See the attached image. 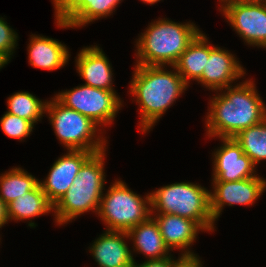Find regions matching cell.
Returning <instances> with one entry per match:
<instances>
[{"label":"cell","mask_w":266,"mask_h":267,"mask_svg":"<svg viewBox=\"0 0 266 267\" xmlns=\"http://www.w3.org/2000/svg\"><path fill=\"white\" fill-rule=\"evenodd\" d=\"M76 57V67L79 75L86 80L85 85L114 90L112 87V68L103 50L98 46L81 49Z\"/></svg>","instance_id":"2e32d148"},{"label":"cell","mask_w":266,"mask_h":267,"mask_svg":"<svg viewBox=\"0 0 266 267\" xmlns=\"http://www.w3.org/2000/svg\"><path fill=\"white\" fill-rule=\"evenodd\" d=\"M201 31L193 23L159 19L152 22L137 41V64L173 67Z\"/></svg>","instance_id":"3957f363"},{"label":"cell","mask_w":266,"mask_h":267,"mask_svg":"<svg viewBox=\"0 0 266 267\" xmlns=\"http://www.w3.org/2000/svg\"><path fill=\"white\" fill-rule=\"evenodd\" d=\"M1 129L10 138L21 139L28 137L33 131L34 125L17 115L6 112L0 119Z\"/></svg>","instance_id":"d4e9b609"},{"label":"cell","mask_w":266,"mask_h":267,"mask_svg":"<svg viewBox=\"0 0 266 267\" xmlns=\"http://www.w3.org/2000/svg\"><path fill=\"white\" fill-rule=\"evenodd\" d=\"M126 231H105L90 247L93 258L100 267H133L134 258L125 239Z\"/></svg>","instance_id":"9a60e30c"},{"label":"cell","mask_w":266,"mask_h":267,"mask_svg":"<svg viewBox=\"0 0 266 267\" xmlns=\"http://www.w3.org/2000/svg\"><path fill=\"white\" fill-rule=\"evenodd\" d=\"M223 145L214 152L213 182H230L256 177L255 164L234 138H221Z\"/></svg>","instance_id":"8fae6325"},{"label":"cell","mask_w":266,"mask_h":267,"mask_svg":"<svg viewBox=\"0 0 266 267\" xmlns=\"http://www.w3.org/2000/svg\"><path fill=\"white\" fill-rule=\"evenodd\" d=\"M3 66L5 65L0 61V69L3 68Z\"/></svg>","instance_id":"d6a6232c"},{"label":"cell","mask_w":266,"mask_h":267,"mask_svg":"<svg viewBox=\"0 0 266 267\" xmlns=\"http://www.w3.org/2000/svg\"><path fill=\"white\" fill-rule=\"evenodd\" d=\"M83 2L84 0H53L56 21H66Z\"/></svg>","instance_id":"4316f807"},{"label":"cell","mask_w":266,"mask_h":267,"mask_svg":"<svg viewBox=\"0 0 266 267\" xmlns=\"http://www.w3.org/2000/svg\"><path fill=\"white\" fill-rule=\"evenodd\" d=\"M239 2H243V3H265L266 4V0H236Z\"/></svg>","instance_id":"4dcf8cb0"},{"label":"cell","mask_w":266,"mask_h":267,"mask_svg":"<svg viewBox=\"0 0 266 267\" xmlns=\"http://www.w3.org/2000/svg\"><path fill=\"white\" fill-rule=\"evenodd\" d=\"M163 67L135 65L129 92L139 104V125L144 133L154 126L188 87L174 66L175 72L165 71Z\"/></svg>","instance_id":"7a4b0ae2"},{"label":"cell","mask_w":266,"mask_h":267,"mask_svg":"<svg viewBox=\"0 0 266 267\" xmlns=\"http://www.w3.org/2000/svg\"><path fill=\"white\" fill-rule=\"evenodd\" d=\"M28 54L30 65L48 71L62 68L69 59V51L64 44L35 34L31 36Z\"/></svg>","instance_id":"e0dca14e"},{"label":"cell","mask_w":266,"mask_h":267,"mask_svg":"<svg viewBox=\"0 0 266 267\" xmlns=\"http://www.w3.org/2000/svg\"><path fill=\"white\" fill-rule=\"evenodd\" d=\"M151 195V213L173 214L196 221L204 231H214L210 191L189 182L163 186Z\"/></svg>","instance_id":"5b68a950"},{"label":"cell","mask_w":266,"mask_h":267,"mask_svg":"<svg viewBox=\"0 0 266 267\" xmlns=\"http://www.w3.org/2000/svg\"><path fill=\"white\" fill-rule=\"evenodd\" d=\"M234 139L255 165L261 160H266V119L257 125L243 129Z\"/></svg>","instance_id":"603a6c76"},{"label":"cell","mask_w":266,"mask_h":267,"mask_svg":"<svg viewBox=\"0 0 266 267\" xmlns=\"http://www.w3.org/2000/svg\"><path fill=\"white\" fill-rule=\"evenodd\" d=\"M244 74H246L244 68L233 54L228 50L211 45L209 57L206 58L202 77L198 83L209 90H221L222 92L223 88L233 86L231 83L240 79Z\"/></svg>","instance_id":"4fadbf2b"},{"label":"cell","mask_w":266,"mask_h":267,"mask_svg":"<svg viewBox=\"0 0 266 267\" xmlns=\"http://www.w3.org/2000/svg\"><path fill=\"white\" fill-rule=\"evenodd\" d=\"M127 234L131 240L133 239L134 251L142 252L149 260L170 256V250L165 245L159 226L152 216L131 228Z\"/></svg>","instance_id":"ac0fdd59"},{"label":"cell","mask_w":266,"mask_h":267,"mask_svg":"<svg viewBox=\"0 0 266 267\" xmlns=\"http://www.w3.org/2000/svg\"><path fill=\"white\" fill-rule=\"evenodd\" d=\"M39 181L22 168H12L0 176V199L7 206L18 197L34 190Z\"/></svg>","instance_id":"44dd1931"},{"label":"cell","mask_w":266,"mask_h":267,"mask_svg":"<svg viewBox=\"0 0 266 267\" xmlns=\"http://www.w3.org/2000/svg\"><path fill=\"white\" fill-rule=\"evenodd\" d=\"M141 1L144 2V3L153 5L154 3H156V2H158L160 0H141Z\"/></svg>","instance_id":"1f68e13d"},{"label":"cell","mask_w":266,"mask_h":267,"mask_svg":"<svg viewBox=\"0 0 266 267\" xmlns=\"http://www.w3.org/2000/svg\"><path fill=\"white\" fill-rule=\"evenodd\" d=\"M210 54V44L204 33L200 32L180 55L174 65L178 74L188 85L189 79L198 81L202 77L206 58Z\"/></svg>","instance_id":"d6986e66"},{"label":"cell","mask_w":266,"mask_h":267,"mask_svg":"<svg viewBox=\"0 0 266 267\" xmlns=\"http://www.w3.org/2000/svg\"><path fill=\"white\" fill-rule=\"evenodd\" d=\"M54 211V205L38 185L34 190L18 197L7 205V219H30Z\"/></svg>","instance_id":"ffe728a7"},{"label":"cell","mask_w":266,"mask_h":267,"mask_svg":"<svg viewBox=\"0 0 266 267\" xmlns=\"http://www.w3.org/2000/svg\"><path fill=\"white\" fill-rule=\"evenodd\" d=\"M253 82L250 79L236 86L223 88L225 91L222 94L219 93L211 99L206 116L209 138H234L243 129L266 119V106Z\"/></svg>","instance_id":"6da1fadb"},{"label":"cell","mask_w":266,"mask_h":267,"mask_svg":"<svg viewBox=\"0 0 266 267\" xmlns=\"http://www.w3.org/2000/svg\"><path fill=\"white\" fill-rule=\"evenodd\" d=\"M153 217L169 250L175 248L184 250L181 254L183 258L198 257L188 248L196 240L198 232L204 231L196 221L173 214H157Z\"/></svg>","instance_id":"5bb4252c"},{"label":"cell","mask_w":266,"mask_h":267,"mask_svg":"<svg viewBox=\"0 0 266 267\" xmlns=\"http://www.w3.org/2000/svg\"><path fill=\"white\" fill-rule=\"evenodd\" d=\"M221 10L248 45L266 48V4L221 0Z\"/></svg>","instance_id":"9c48e42d"},{"label":"cell","mask_w":266,"mask_h":267,"mask_svg":"<svg viewBox=\"0 0 266 267\" xmlns=\"http://www.w3.org/2000/svg\"><path fill=\"white\" fill-rule=\"evenodd\" d=\"M122 0H84L83 4L66 20L56 21L60 28L84 26L100 17L111 15Z\"/></svg>","instance_id":"7402d4cb"},{"label":"cell","mask_w":266,"mask_h":267,"mask_svg":"<svg viewBox=\"0 0 266 267\" xmlns=\"http://www.w3.org/2000/svg\"><path fill=\"white\" fill-rule=\"evenodd\" d=\"M17 33L0 17V61L6 65L17 45Z\"/></svg>","instance_id":"484cf974"},{"label":"cell","mask_w":266,"mask_h":267,"mask_svg":"<svg viewBox=\"0 0 266 267\" xmlns=\"http://www.w3.org/2000/svg\"><path fill=\"white\" fill-rule=\"evenodd\" d=\"M210 210L214 222L220 216L224 205H252L265 191L266 181L259 176L230 182H212Z\"/></svg>","instance_id":"30bf717a"},{"label":"cell","mask_w":266,"mask_h":267,"mask_svg":"<svg viewBox=\"0 0 266 267\" xmlns=\"http://www.w3.org/2000/svg\"><path fill=\"white\" fill-rule=\"evenodd\" d=\"M200 258H183L175 267H202Z\"/></svg>","instance_id":"f1b7e54d"},{"label":"cell","mask_w":266,"mask_h":267,"mask_svg":"<svg viewBox=\"0 0 266 267\" xmlns=\"http://www.w3.org/2000/svg\"><path fill=\"white\" fill-rule=\"evenodd\" d=\"M105 150L93 153L80 167L65 195L54 205L55 221L63 225L84 212H98L103 195Z\"/></svg>","instance_id":"277c9868"},{"label":"cell","mask_w":266,"mask_h":267,"mask_svg":"<svg viewBox=\"0 0 266 267\" xmlns=\"http://www.w3.org/2000/svg\"><path fill=\"white\" fill-rule=\"evenodd\" d=\"M114 90H104L88 85L59 92L55 98L65 107L89 117L99 126L114 121L122 102Z\"/></svg>","instance_id":"ba28073f"},{"label":"cell","mask_w":266,"mask_h":267,"mask_svg":"<svg viewBox=\"0 0 266 267\" xmlns=\"http://www.w3.org/2000/svg\"><path fill=\"white\" fill-rule=\"evenodd\" d=\"M47 101L46 110L54 132L68 150L97 153L106 150L105 138L96 135L99 127L92 119L65 107L56 98Z\"/></svg>","instance_id":"52a82bcc"},{"label":"cell","mask_w":266,"mask_h":267,"mask_svg":"<svg viewBox=\"0 0 266 267\" xmlns=\"http://www.w3.org/2000/svg\"><path fill=\"white\" fill-rule=\"evenodd\" d=\"M67 152L54 162L45 181H39L41 189L53 205L65 195L78 176L82 164L93 154L84 150Z\"/></svg>","instance_id":"7c38bea8"},{"label":"cell","mask_w":266,"mask_h":267,"mask_svg":"<svg viewBox=\"0 0 266 267\" xmlns=\"http://www.w3.org/2000/svg\"><path fill=\"white\" fill-rule=\"evenodd\" d=\"M8 113L30 121L33 125L46 113V104L29 92H16L8 97Z\"/></svg>","instance_id":"cb8c5ba5"},{"label":"cell","mask_w":266,"mask_h":267,"mask_svg":"<svg viewBox=\"0 0 266 267\" xmlns=\"http://www.w3.org/2000/svg\"><path fill=\"white\" fill-rule=\"evenodd\" d=\"M97 215L107 225V231L127 232L152 215L151 195L144 199L123 181L115 180L107 193L102 195Z\"/></svg>","instance_id":"8992f818"},{"label":"cell","mask_w":266,"mask_h":267,"mask_svg":"<svg viewBox=\"0 0 266 267\" xmlns=\"http://www.w3.org/2000/svg\"><path fill=\"white\" fill-rule=\"evenodd\" d=\"M183 257H179L177 260L172 259L171 255L162 259H153L145 261L144 263L137 264L134 262L133 267H175Z\"/></svg>","instance_id":"83f0119b"},{"label":"cell","mask_w":266,"mask_h":267,"mask_svg":"<svg viewBox=\"0 0 266 267\" xmlns=\"http://www.w3.org/2000/svg\"><path fill=\"white\" fill-rule=\"evenodd\" d=\"M8 223L7 219V206L4 204V202L0 199V228Z\"/></svg>","instance_id":"f546056e"}]
</instances>
